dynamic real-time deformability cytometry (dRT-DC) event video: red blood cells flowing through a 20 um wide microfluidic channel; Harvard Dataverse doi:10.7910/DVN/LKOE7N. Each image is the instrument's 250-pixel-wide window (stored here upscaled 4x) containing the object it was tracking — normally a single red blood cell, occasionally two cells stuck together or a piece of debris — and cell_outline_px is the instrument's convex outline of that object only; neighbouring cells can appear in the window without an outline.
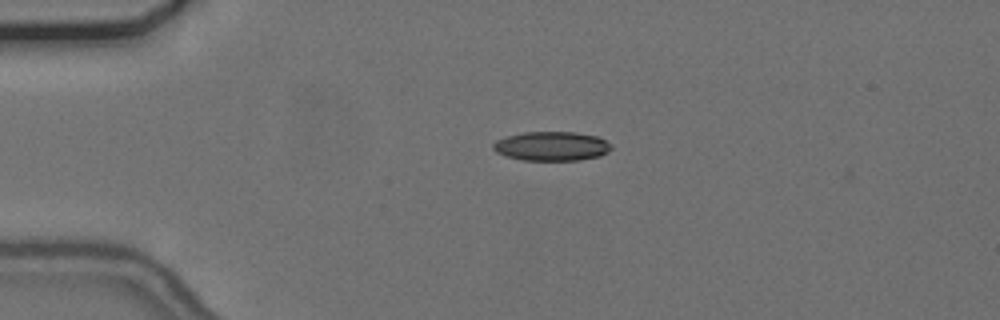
{"species": "common noctule bat (a hibernating species)", "species_latin": "Nyctalus noctula", "temperature_condition": "cold", "stored_images_in_passage": 44, "camera_frame_rate_fps": 3000, "um_per_image_px": 0.085, "animal": {"sex": "female", "body_mass_g": 24.6, "forearm_length_mm": 56.2}, "frame": {"image": 1, "passage_image": 1, "time_ms": 0.0, "image_size_px": [1000, 320], "cell_outline_px": [[612, 148], [608, 152], [600, 156], [580, 160], [520, 160], [504, 156], [496, 152], [492, 148], [492, 144], [496, 140], [508, 136], [524, 132], [576, 132], [600, 136], [612, 144]], "centroid_in_image_um": [46.91, 12.42], "position_along_channel_um": 38.1, "area_um2": 20.4}}
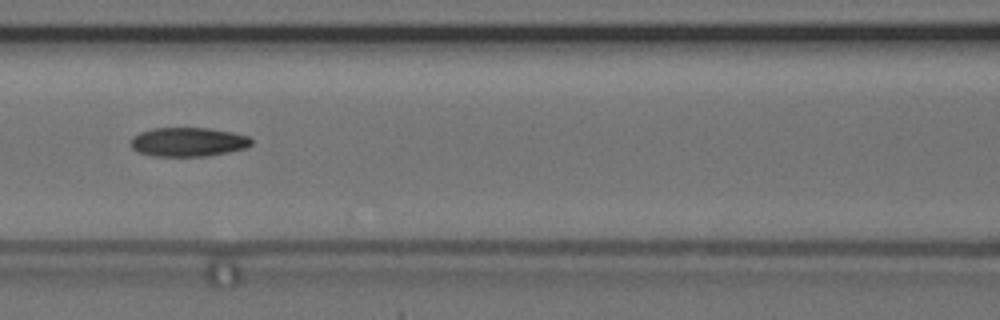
{"frame": {"image": 2, "passage_image": 13, "time_ms": 4.0, "image_size_px": [1000, 320], "cell_outline_px": [[252, 144], [248, 148], [208, 156], [152, 156], [136, 152], [132, 148], [132, 136], [140, 132], [152, 128], [208, 128], [232, 132], [248, 136], [252, 140]], "centroid_in_image_um": [16.0, 12.07], "position_along_channel_um": 150.6, "area_um2": 20.58}}
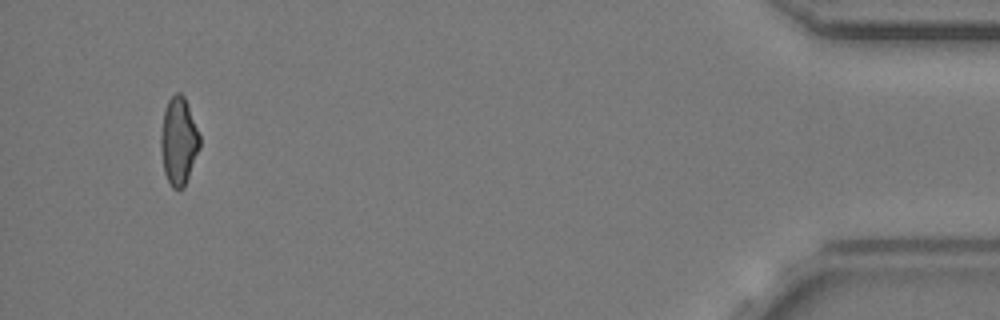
{"frame": {"image": 3, "passage_image": 41, "time_ms": 13.333, "image_size_px": [1000, 320], "cell_outline_px": [[200, 148], [184, 188], [172, 188], [164, 172], [160, 148], [160, 132], [164, 112], [168, 100], [176, 92], [180, 92], [184, 96], [200, 136]], "centroid_in_image_um": [15.18, 12.0], "position_along_channel_um": 420.0, "area_um2": 19.83}, "authors_computed_cell_mechanics": {"area_um2": 20.23, "velocity_mm_per_s": 3.6973, "shape_relaxation_time_tau1_ms": null, "shape_relaxation_time_tau2_ms": 5.4692, "deformation_change_tau1": null, "deformation_change_tau2": 0.1297}}